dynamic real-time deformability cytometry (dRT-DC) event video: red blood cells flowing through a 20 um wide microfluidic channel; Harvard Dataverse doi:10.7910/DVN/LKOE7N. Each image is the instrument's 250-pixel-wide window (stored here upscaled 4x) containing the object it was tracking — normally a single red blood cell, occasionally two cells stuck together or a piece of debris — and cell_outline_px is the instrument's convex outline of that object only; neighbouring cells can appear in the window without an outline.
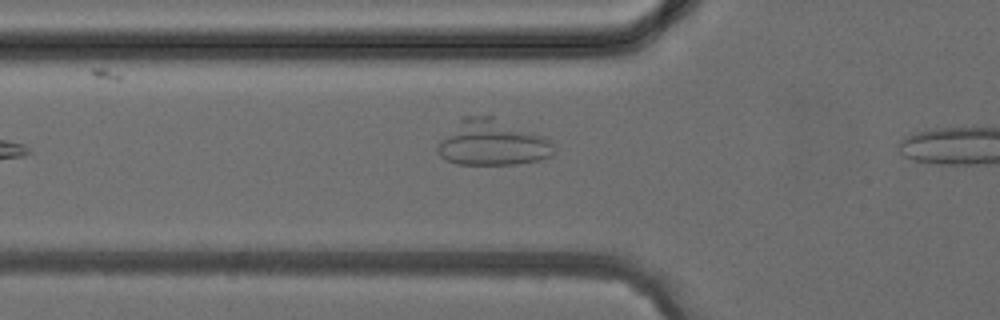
{"species": "common noctule bat (a hibernating species)", "species_latin": "Nyctalus noctula", "temperature_condition": "cold", "stored_images_in_passage": 5, "camera_frame_rate_fps": 3000, "um_per_image_px": 0.085, "animal": {"sex": "female", "body_mass_g": 24.6, "forearm_length_mm": 56.2}, "frame": {"image": 1, "passage_image": 4, "time_ms": 3.667, "image_size_px": [1000, 320], "cell_outline_px": [[552, 156], [540, 160], [516, 164], [456, 164], [440, 156], [436, 152], [436, 144], [460, 116], [492, 116], [544, 136], [552, 140]], "centroid_in_image_um": [41.79, 12.13], "position_along_channel_um": 84.0, "area_um2": 31.15}}